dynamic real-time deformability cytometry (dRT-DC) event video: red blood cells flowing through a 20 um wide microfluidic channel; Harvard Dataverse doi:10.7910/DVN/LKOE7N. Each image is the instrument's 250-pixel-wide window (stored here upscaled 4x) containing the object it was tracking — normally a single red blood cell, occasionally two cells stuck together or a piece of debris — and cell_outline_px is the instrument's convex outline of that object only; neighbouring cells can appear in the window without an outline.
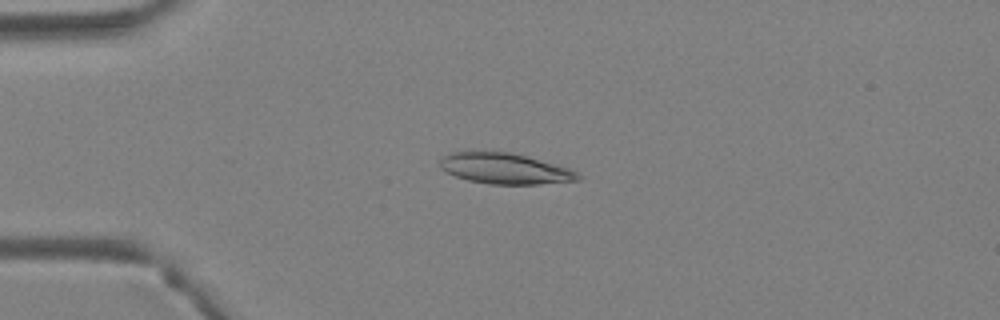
{"species": "Egyptian fruit bat (a non-hibernating species)", "species_latin": "Rousettus aegyptiacus", "temperature_condition": "warm", "stored_images_in_passage": 3, "camera_frame_rate_fps": 3000, "um_per_image_px": 0.085, "animal": {"sex": "female"}, "frame": {"image": 1, "passage_image": 2, "time_ms": 0.333, "image_size_px": [1000, 320], "cell_outline_px": [[580, 180], [540, 184], [488, 184], [468, 180], [444, 172], [440, 168], [440, 156], [464, 148], [512, 152], [568, 168], [576, 172], [580, 176]], "centroid_in_image_um": [42.78, 14.28], "position_along_channel_um": 42.2, "area_um2": 25.49}}